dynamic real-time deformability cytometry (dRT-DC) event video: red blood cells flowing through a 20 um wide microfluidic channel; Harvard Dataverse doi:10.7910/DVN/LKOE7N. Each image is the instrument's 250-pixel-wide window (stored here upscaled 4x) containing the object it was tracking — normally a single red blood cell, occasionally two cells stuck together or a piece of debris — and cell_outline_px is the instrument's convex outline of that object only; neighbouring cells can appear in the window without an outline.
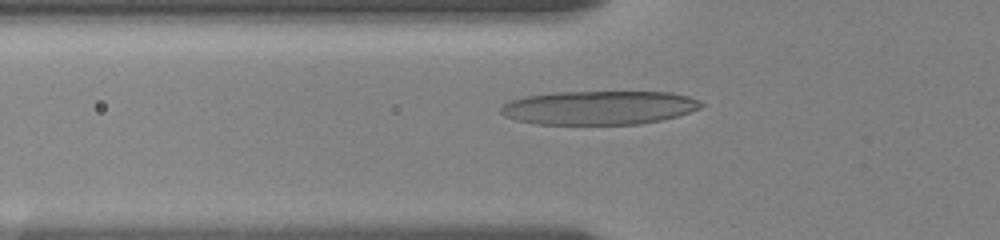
{"species": "human", "species_latin": "Homo sapiens", "temperature_condition": "room temperature", "stored_images_in_passage": 56, "camera_frame_rate_fps": 3000, "um_per_image_px": 0.085, "donor": {"sex": "female"}, "frame": {"image": 1, "passage_image": 3, "time_ms": 0.333, "image_size_px": [1000, 240], "cell_outline_px": [[704, 104], [700, 108], [676, 116], [660, 120], [640, 124], [536, 124], [516, 120], [504, 116], [500, 112], [500, 108], [508, 100], [524, 96], [552, 92], [672, 92], [688, 96], [700, 100]], "centroid_in_image_um": [50.88, 9.14], "position_along_channel_um": 74.9, "area_um2": 39.65}}
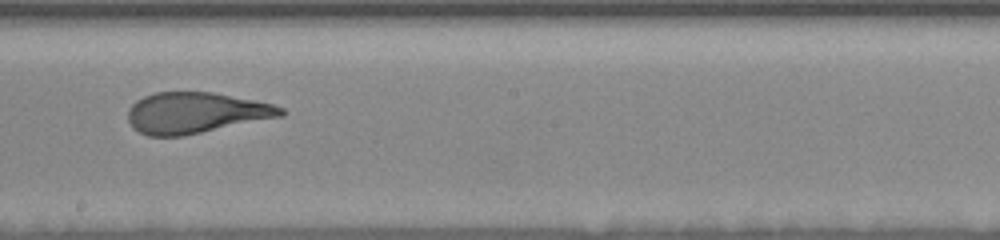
{"frame": {"image": 2, "passage_image": 30, "time_ms": 4.667, "image_size_px": [1000, 240], "cell_outline_px": [[284, 116], [184, 136], [148, 136], [132, 128], [128, 120], [128, 108], [136, 100], [144, 96], [156, 92], [212, 92], [272, 104], [284, 108]], "centroid_in_image_um": [16.61, 9.6], "position_along_channel_um": 231.6, "area_um2": 36.53}}
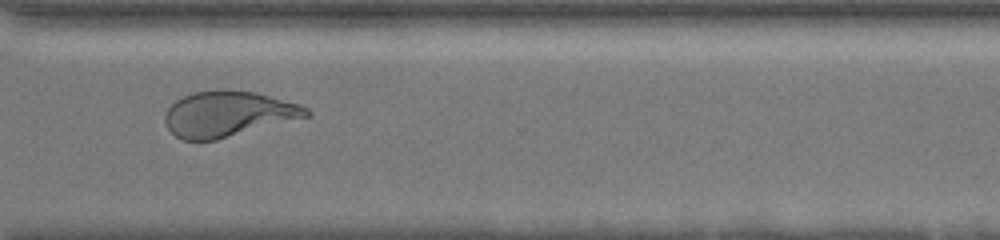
{"frame": {"image": 3, "passage_image": 49, "time_ms": 8.0, "image_size_px": [1000, 240], "cell_outline_px": [[312, 116], [216, 140], [184, 140], [176, 136], [168, 128], [164, 120], [164, 116], [168, 108], [176, 100], [192, 92], [256, 92], [300, 104], [308, 108], [312, 112]], "centroid_in_image_um": [19.44, 9.72], "position_along_channel_um": 351.2, "area_um2": 36.99}, "authors_computed_cell_mechanics": {"area_um2": 36.6741, "velocity_mm_per_s": 3.6031, "shape_relaxation_time_tau1_ms": 6.193, "shape_relaxation_time_tau2_ms": 0.9963, "deformation_change_tau1": 0.2187, "deformation_change_tau2": 0.0921}}